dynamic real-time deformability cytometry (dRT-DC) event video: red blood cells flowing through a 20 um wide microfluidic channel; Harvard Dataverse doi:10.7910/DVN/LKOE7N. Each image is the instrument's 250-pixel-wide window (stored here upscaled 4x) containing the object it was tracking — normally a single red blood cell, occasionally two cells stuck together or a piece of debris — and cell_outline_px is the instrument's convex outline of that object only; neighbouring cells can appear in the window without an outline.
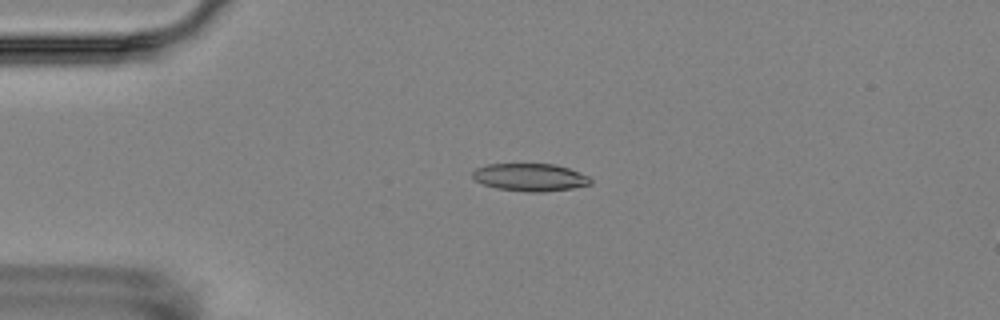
{"species": "Egyptian fruit bat (a non-hibernating species)", "species_latin": "Rousettus aegyptiacus", "temperature_condition": "room temperature", "stored_images_in_passage": 4, "camera_frame_rate_fps": 3000, "um_per_image_px": 0.085, "animal": {"sex": "female"}, "frame": {"image": 1, "passage_image": 3, "time_ms": 3.0, "image_size_px": [1000, 320], "cell_outline_px": [[592, 184], [572, 188], [544, 192], [528, 192], [496, 188], [484, 184], [476, 180], [472, 176], [472, 172], [476, 168], [488, 164], [556, 164], [568, 168], [588, 176], [592, 180]], "centroid_in_image_um": [45.07, 15.07], "position_along_channel_um": 39.9, "area_um2": 18.96}}